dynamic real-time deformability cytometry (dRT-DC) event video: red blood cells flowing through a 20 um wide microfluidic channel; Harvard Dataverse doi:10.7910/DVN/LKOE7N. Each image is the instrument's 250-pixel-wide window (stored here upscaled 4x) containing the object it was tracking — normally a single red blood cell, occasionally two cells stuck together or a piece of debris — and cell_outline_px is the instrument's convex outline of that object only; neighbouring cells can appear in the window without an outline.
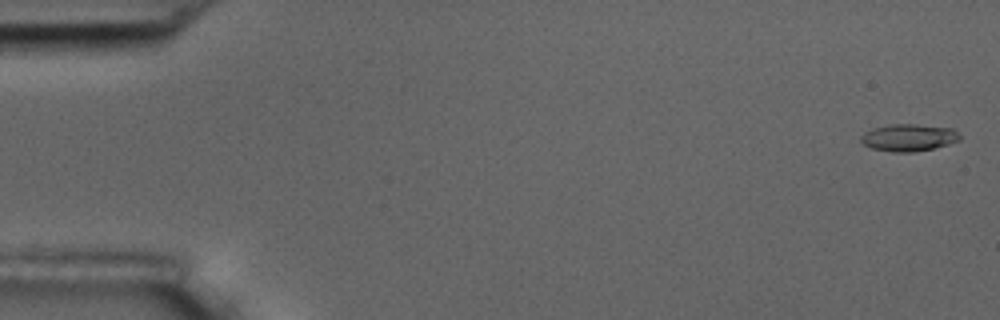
{"species": "common noctule bat (a hibernating species)", "species_latin": "Nyctalus noctula", "temperature_condition": "room temperature", "stored_images_in_passage": 11, "camera_frame_rate_fps": 3000, "um_per_image_px": 0.085, "animal": {"sex": "male", "body_mass_g": 17.5, "forearm_length_mm": 52.3}, "frame": {"image": 1, "passage_image": 1, "time_ms": 0.0, "image_size_px": [1000, 320], "cell_outline_px": [[960, 140], [948, 144], [932, 148], [912, 152], [892, 152], [872, 148], [864, 144], [860, 140], [860, 136], [864, 132], [872, 128], [892, 124], [916, 124], [952, 128], [960, 136]], "centroid_in_image_um": [77.21, 11.69], "position_along_channel_um": 7.8, "area_um2": 15.55}}
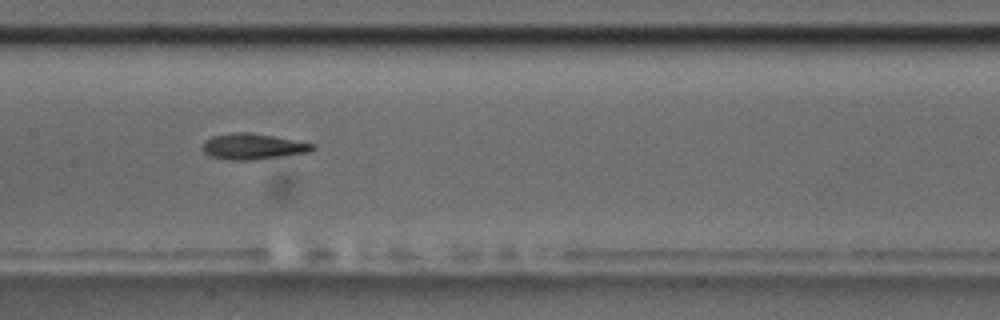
{"frame": {"image": 2, "passage_image": 8, "time_ms": 9.0, "image_size_px": [1000, 320], "cell_outline_px": [[316, 148], [308, 152], [252, 160], [228, 160], [212, 156], [204, 152], [204, 140], [212, 136], [232, 132], [248, 132], [272, 136], [316, 144]], "centroid_in_image_um": [21.49, 12.44], "position_along_channel_um": 185.9, "area_um2": 16.36}}
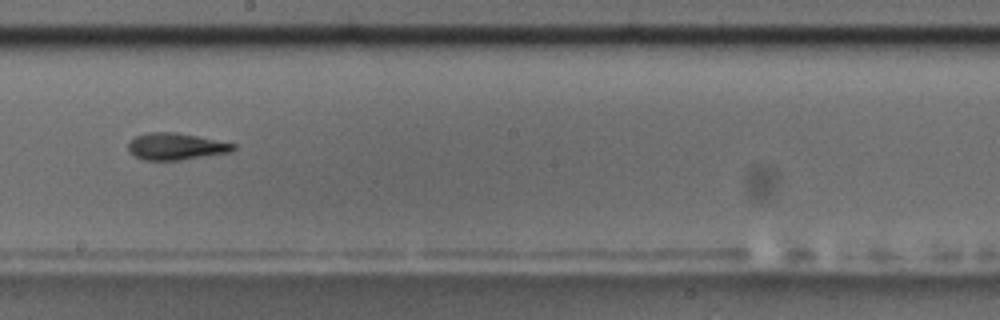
{"frame": {"image": 3, "passage_image": 9, "time_ms": 10.333, "image_size_px": [1000, 320], "cell_outline_px": [[236, 148], [232, 152], [180, 160], [144, 160], [132, 156], [128, 152], [128, 140], [136, 136], [148, 132], [176, 132], [236, 144]], "centroid_in_image_um": [14.9, 12.45], "position_along_channel_um": 233.3, "area_um2": 16.59}}